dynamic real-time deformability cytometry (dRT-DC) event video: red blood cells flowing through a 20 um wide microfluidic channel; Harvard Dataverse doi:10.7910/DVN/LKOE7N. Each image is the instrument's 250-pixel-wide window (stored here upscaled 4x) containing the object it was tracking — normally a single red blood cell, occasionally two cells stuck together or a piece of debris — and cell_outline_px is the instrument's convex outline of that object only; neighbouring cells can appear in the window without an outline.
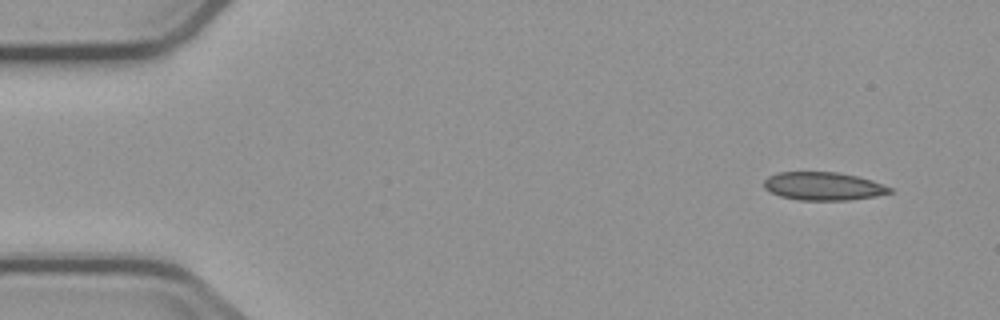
{"species": "common noctule bat (a hibernating species)", "species_latin": "Nyctalus noctula", "temperature_condition": "cold", "stored_images_in_passage": 4, "camera_frame_rate_fps": 3000, "um_per_image_px": 0.085, "animal": {"sex": "male", "body_mass_g": 23.1, "forearm_length_mm": 52.7}, "frame": {"image": 1, "passage_image": 1, "time_ms": 0.0, "image_size_px": [1000, 320], "cell_outline_px": [[892, 192], [876, 196], [848, 200], [800, 200], [780, 196], [764, 188], [764, 180], [768, 176], [776, 172], [840, 172], [872, 180], [892, 188]], "centroid_in_image_um": [69.97, 15.82], "position_along_channel_um": 15.0, "area_um2": 20.63}}
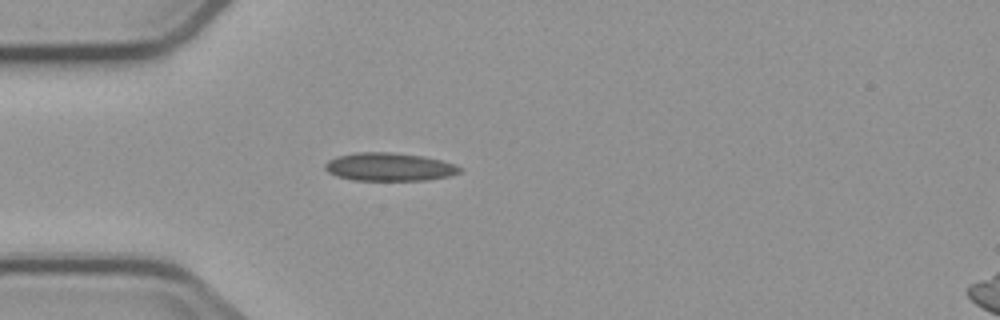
{"frame": {"image": 2, "passage_image": 4, "time_ms": 3.667, "image_size_px": [1000, 320], "cell_outline_px": [[464, 168], [460, 172], [452, 176], [428, 180], [352, 180], [336, 176], [328, 172], [324, 168], [324, 164], [328, 160], [336, 156], [356, 152], [388, 152], [424, 156], [456, 164]], "centroid_in_image_um": [33.1, 14.19], "position_along_channel_um": 51.9, "area_um2": 22.37}}